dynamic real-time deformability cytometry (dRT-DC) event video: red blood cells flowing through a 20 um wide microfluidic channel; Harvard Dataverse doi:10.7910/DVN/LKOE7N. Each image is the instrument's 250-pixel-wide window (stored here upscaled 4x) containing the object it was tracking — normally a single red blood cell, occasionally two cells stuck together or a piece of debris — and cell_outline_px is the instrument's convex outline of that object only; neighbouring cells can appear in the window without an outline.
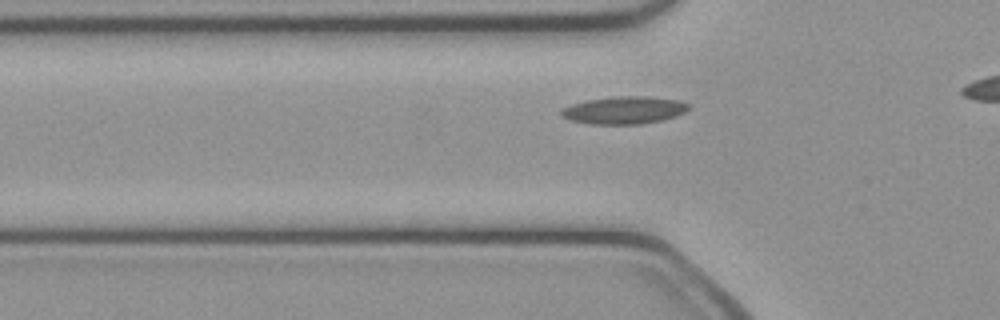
{"species": "common noctule bat (a hibernating species)", "species_latin": "Nyctalus noctula", "temperature_condition": "cold", "stored_images_in_passage": 34, "camera_frame_rate_fps": 3000, "um_per_image_px": 0.085, "animal": {"sex": "female", "body_mass_g": 21.9}, "frame": {"image": 1, "passage_image": 10, "time_ms": 3.0, "image_size_px": [1000, 320], "cell_outline_px": [[688, 108], [684, 112], [676, 116], [660, 120], [640, 124], [588, 124], [572, 120], [560, 116], [560, 108], [584, 100], [616, 96], [644, 96], [680, 100], [688, 104]], "centroid_in_image_um": [52.99, 9.36], "position_along_channel_um": 72.8, "area_um2": 20.46}}
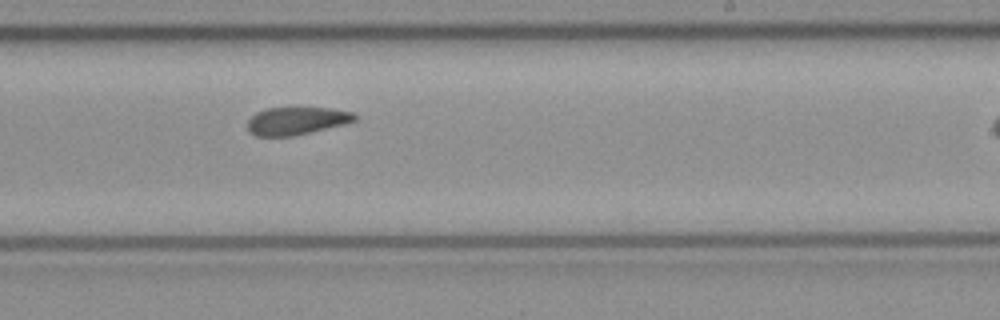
{"frame": {"image": 2, "passage_image": 24, "time_ms": 7.667, "image_size_px": [1000, 320], "cell_outline_px": [[356, 120], [344, 124], [292, 136], [256, 136], [248, 132], [248, 120], [256, 112], [264, 108], [328, 108], [352, 112], [356, 116]], "centroid_in_image_um": [25.16, 10.27], "position_along_channel_um": 263.8, "area_um2": 17.17}}
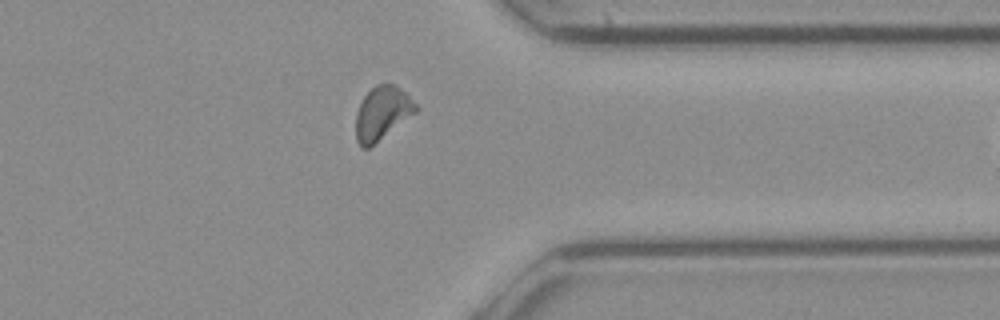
{"frame": {"image": 3, "passage_image": 33, "time_ms": 10.667, "image_size_px": [1000, 320], "cell_outline_px": [[420, 108], [416, 112], [368, 148], [360, 148], [356, 140], [356, 112], [364, 96], [376, 84], [396, 84]], "centroid_in_image_um": [32.47, 9.61], "position_along_channel_um": 378.9, "area_um2": 18.38}}